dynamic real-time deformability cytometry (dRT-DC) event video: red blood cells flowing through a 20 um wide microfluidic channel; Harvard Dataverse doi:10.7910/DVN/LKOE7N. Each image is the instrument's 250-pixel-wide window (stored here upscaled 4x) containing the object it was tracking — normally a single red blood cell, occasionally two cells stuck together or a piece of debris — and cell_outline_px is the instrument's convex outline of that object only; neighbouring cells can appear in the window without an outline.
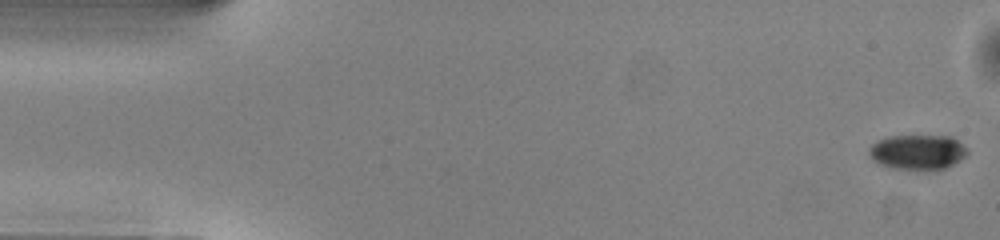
{"species": "common noctule bat (a hibernating species)", "species_latin": "Nyctalus noctula", "temperature_condition": "warm", "stored_images_in_passage": 51, "camera_frame_rate_fps": 3000, "um_per_image_px": 0.085, "animal": {"sex": "male", "body_mass_g": 13.0, "forearm_length_mm": 53.1}, "frame": {"image": 1, "passage_image": 1, "time_ms": 0.0, "image_size_px": [1000, 240], "cell_outline_px": [[968, 152], [960, 160], [944, 168], [928, 172], [916, 172], [888, 168], [872, 160], [868, 152], [868, 148], [876, 140], [888, 136], [952, 136], [968, 148]], "centroid_in_image_um": [77.96, 12.97], "position_along_channel_um": 7.0, "area_um2": 20.81}}
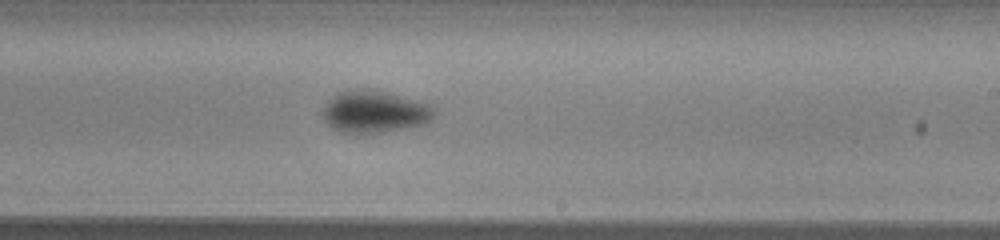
{"frame": {"image": 2, "passage_image": 30, "time_ms": 9.667, "image_size_px": [1000, 240], "cell_outline_px": [[436, 116], [432, 120], [424, 124], [364, 136], [340, 132], [332, 128], [324, 120], [324, 108], [332, 96], [340, 92], [364, 88], [384, 92], [428, 104], [436, 108]], "centroid_in_image_um": [31.84, 9.55], "position_along_channel_um": 257.2, "area_um2": 27.51}}
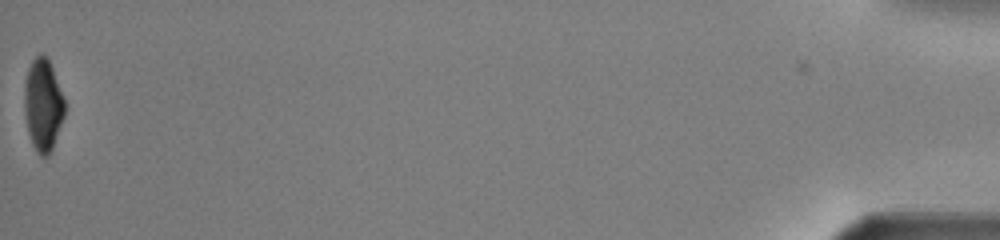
{"frame": {"image": 3, "passage_image": 51, "time_ms": 16.667, "image_size_px": [1000, 240], "cell_outline_px": [[64, 116], [52, 148], [48, 156], [40, 156], [36, 152], [32, 144], [28, 132], [24, 108], [24, 84], [28, 68], [32, 60], [36, 56], [44, 56], [48, 60], [52, 68], [64, 100]], "centroid_in_image_um": [3.63, 8.95], "position_along_channel_um": 431.6, "area_um2": 21.27}, "authors_computed_cell_mechanics": {"area_um2": 24.6806, "velocity_mm_per_s": 4.0425, "shape_relaxation_time_tau1_ms": 2.4863, "shape_relaxation_time_tau2_ms": 4.3466, "deformation_change_tau1": 0.1039, "deformation_change_tau2": 0.0639}}